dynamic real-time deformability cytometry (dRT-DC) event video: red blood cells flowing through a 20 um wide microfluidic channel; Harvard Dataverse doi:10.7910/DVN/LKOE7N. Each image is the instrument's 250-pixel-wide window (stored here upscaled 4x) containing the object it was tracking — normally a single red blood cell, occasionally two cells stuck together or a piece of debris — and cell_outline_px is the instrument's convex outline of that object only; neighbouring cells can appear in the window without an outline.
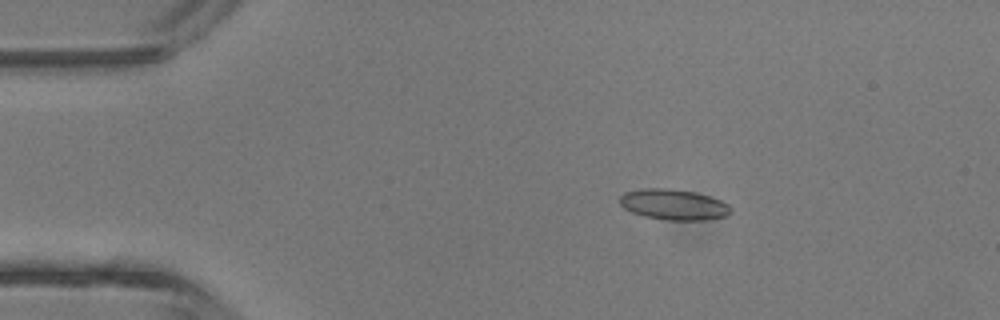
{"species": "common noctule bat (a hibernating species)", "species_latin": "Nyctalus noctula", "temperature_condition": "room temperature", "stored_images_in_passage": 5, "camera_frame_rate_fps": 3000, "um_per_image_px": 0.085, "animal": {"sex": "male", "body_mass_g": 13.3}, "frame": {"image": 1, "passage_image": 3, "time_ms": 2.333, "image_size_px": [1000, 320], "cell_outline_px": [[732, 212], [728, 216], [704, 220], [664, 220], [644, 216], [632, 212], [624, 208], [620, 204], [620, 196], [624, 192], [644, 188], [668, 188], [696, 192], [720, 200], [728, 204], [732, 208]], "centroid_in_image_um": [57.27, 17.39], "position_along_channel_um": 27.7, "area_um2": 20.0}}
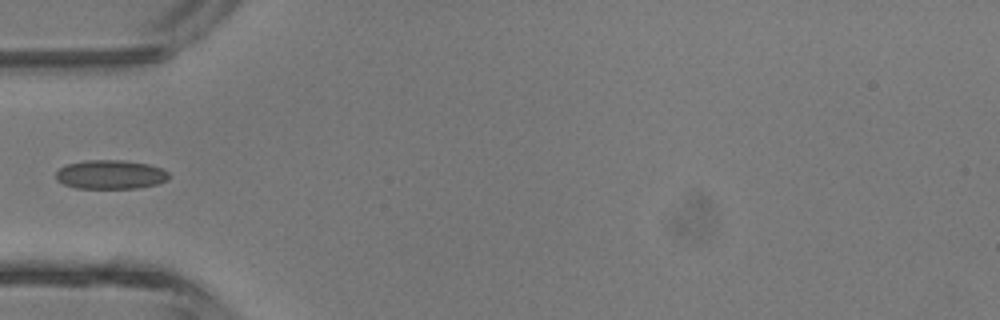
{"frame": {"image": 2, "passage_image": 5, "time_ms": 4.667, "image_size_px": [1000, 320], "cell_outline_px": [[168, 180], [156, 184], [136, 188], [76, 188], [64, 184], [56, 180], [56, 172], [60, 168], [68, 164], [84, 160], [124, 160], [148, 164], [160, 168], [168, 172]], "centroid_in_image_um": [9.38, 14.83], "position_along_channel_um": 75.6, "area_um2": 19.02}}